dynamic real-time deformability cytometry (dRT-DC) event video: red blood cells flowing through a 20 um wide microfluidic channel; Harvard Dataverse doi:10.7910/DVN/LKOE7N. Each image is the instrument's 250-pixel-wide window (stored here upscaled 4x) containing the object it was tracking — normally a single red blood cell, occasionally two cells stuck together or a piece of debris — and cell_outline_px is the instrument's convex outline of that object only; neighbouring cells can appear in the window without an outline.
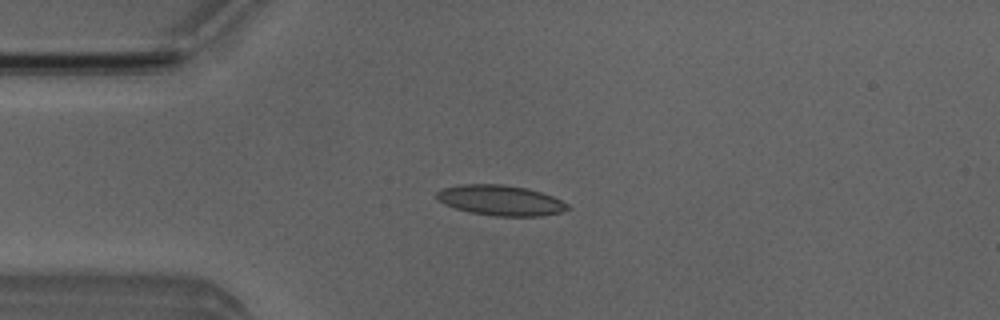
{"species": "Egyptian fruit bat (a non-hibernating species)", "species_latin": "Rousettus aegyptiacus", "temperature_condition": "room temperature", "stored_images_in_passage": 3, "camera_frame_rate_fps": 3000, "um_per_image_px": 0.085, "animal": {"sex": "male"}, "frame": {"image": 1, "passage_image": 3, "time_ms": 2.0, "image_size_px": [1000, 320], "cell_outline_px": [[572, 208], [564, 212], [540, 216], [496, 216], [468, 212], [444, 204], [436, 200], [436, 192], [440, 188], [460, 184], [504, 184], [524, 188], [540, 192], [552, 196], [568, 204]], "centroid_in_image_um": [42.52, 17.03], "position_along_channel_um": 42.5, "area_um2": 23.35}}